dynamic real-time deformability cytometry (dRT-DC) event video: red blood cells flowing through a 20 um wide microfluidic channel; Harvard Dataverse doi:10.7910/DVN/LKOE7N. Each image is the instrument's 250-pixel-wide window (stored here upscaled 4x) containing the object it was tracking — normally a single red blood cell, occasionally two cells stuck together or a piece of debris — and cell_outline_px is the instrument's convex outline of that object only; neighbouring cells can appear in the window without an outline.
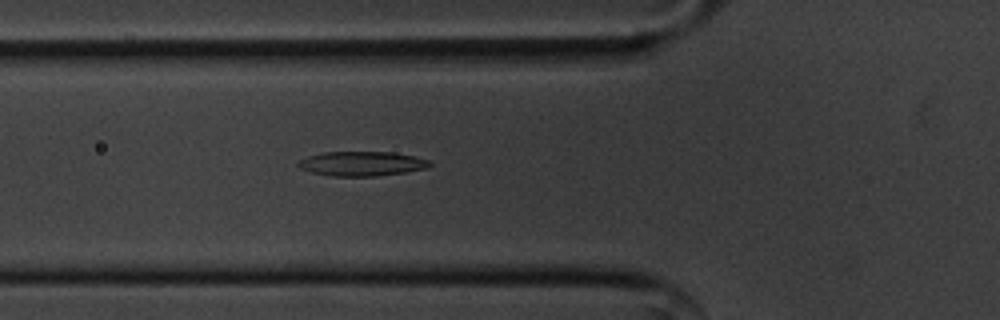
{"species": "common noctule bat (a hibernating species)", "species_latin": "Nyctalus noctula", "temperature_condition": "cold", "stored_images_in_passage": 33, "camera_frame_rate_fps": 3000, "um_per_image_px": 0.085, "animal": {"sex": "male", "body_mass_g": 20.1, "forearm_length_mm": 53.5}, "frame": {"image": 1, "passage_image": 5, "time_ms": 1.333, "image_size_px": [1000, 320], "cell_outline_px": [[432, 164], [428, 168], [408, 172], [376, 176], [332, 176], [312, 172], [300, 168], [296, 164], [300, 160], [308, 156], [324, 152], [392, 152], [416, 156], [428, 160]], "centroid_in_image_um": [30.79, 13.91], "position_along_channel_um": 95.0, "area_um2": 18.84}}
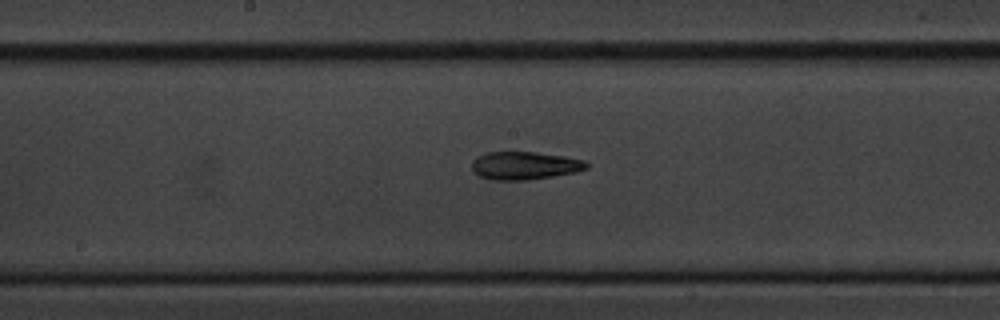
{"frame": {"image": 2, "passage_image": 14, "time_ms": 4.333, "image_size_px": [1000, 320], "cell_outline_px": [[588, 168], [576, 172], [528, 180], [492, 180], [480, 176], [472, 172], [472, 160], [476, 156], [488, 152], [536, 152], [564, 156], [584, 160], [588, 164]], "centroid_in_image_um": [44.57, 14.07], "position_along_channel_um": 203.6, "area_um2": 18.79}}
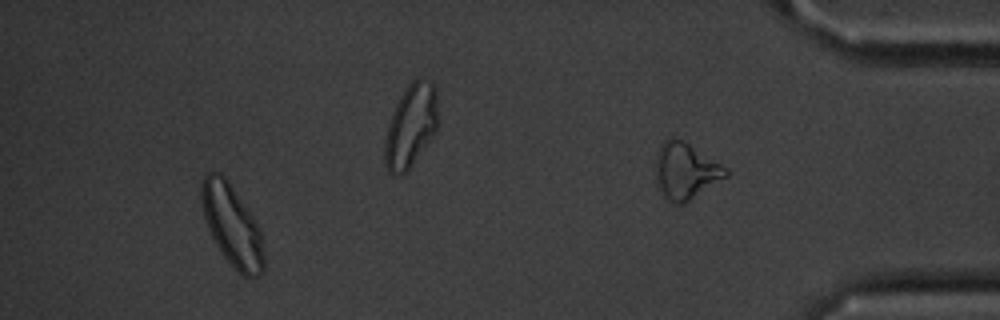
{"frame": {"image": 3, "passage_image": 29, "time_ms": 9.333, "image_size_px": [1000, 320], "cell_outline_px": [[264, 272], [260, 276], [248, 280], [224, 256], [216, 244], [208, 228], [204, 216], [200, 196], [200, 188], [204, 176], [208, 172], [220, 172], [224, 176], [252, 216], [260, 228], [264, 252]], "centroid_in_image_um": [19.74, 19.19], "position_along_channel_um": 415.5, "area_um2": 29.3}, "authors_computed_cell_mechanics": {"area_um2": 18.6116, "velocity_mm_per_s": 3.5851, "shape_relaxation_time_tau1_ms": null, "shape_relaxation_time_tau2_ms": 4.4072, "deformation_change_tau1": null, "deformation_change_tau2": 0.148}}